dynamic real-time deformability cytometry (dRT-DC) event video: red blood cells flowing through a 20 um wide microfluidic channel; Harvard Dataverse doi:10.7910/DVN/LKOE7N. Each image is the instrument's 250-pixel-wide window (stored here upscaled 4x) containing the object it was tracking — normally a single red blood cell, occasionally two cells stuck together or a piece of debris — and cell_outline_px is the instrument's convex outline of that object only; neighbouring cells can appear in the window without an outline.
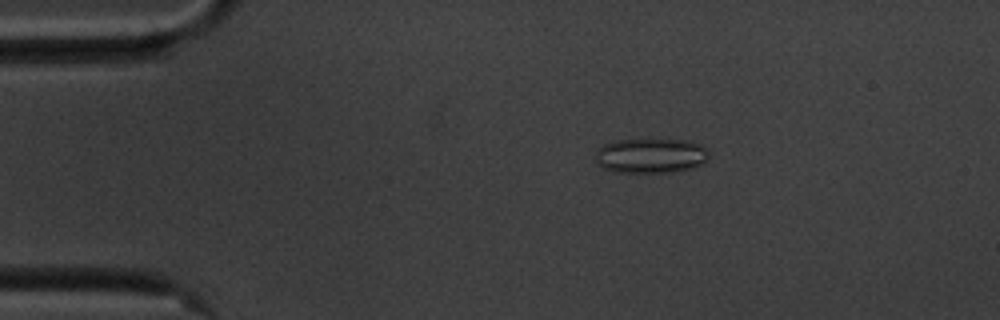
{"species": "common noctule bat (a hibernating species)", "species_latin": "Nyctalus noctula", "temperature_condition": "cold", "stored_images_in_passage": 54, "camera_frame_rate_fps": 3000, "um_per_image_px": 0.085, "animal": {"sex": "male", "body_mass_g": 20.1, "forearm_length_mm": 53.5}, "frame": {"image": 1, "passage_image": 8, "time_ms": 2.333, "image_size_px": [1000, 320], "cell_outline_px": [[712, 152], [708, 160], [692, 168], [672, 172], [616, 172], [604, 168], [596, 164], [596, 152], [604, 144], [616, 140], [688, 140]], "centroid_in_image_um": [55.33, 13.24], "position_along_channel_um": 29.7, "area_um2": 22.95}}
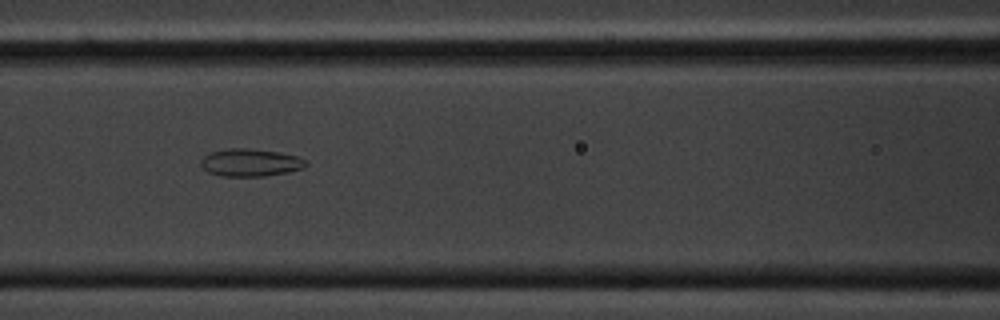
{"frame": {"image": 2, "passage_image": 22, "time_ms": 7.0, "image_size_px": [1000, 320], "cell_outline_px": [[308, 164], [304, 168], [288, 172], [264, 176], [220, 176], [208, 172], [200, 164], [200, 160], [204, 156], [212, 152], [228, 148], [248, 148], [280, 152], [296, 156], [304, 160]], "centroid_in_image_um": [21.27, 13.82], "position_along_channel_um": 145.3, "area_um2": 16.88}}
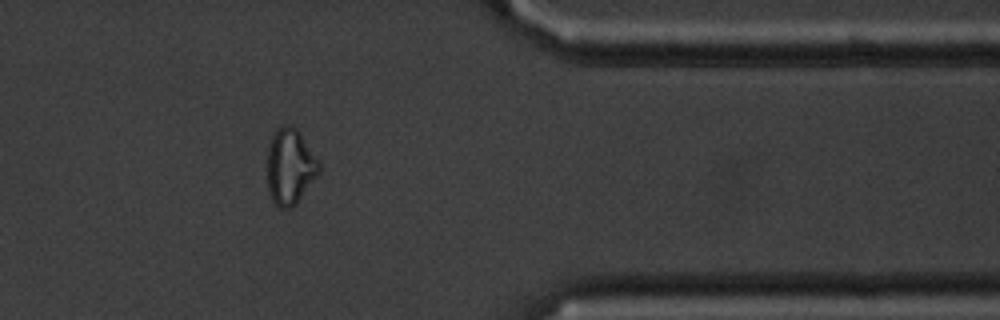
{"frame": {"image": 3, "passage_image": 44, "time_ms": 14.333, "image_size_px": [1000, 320], "cell_outline_px": [[320, 172], [296, 204], [292, 208], [280, 208], [272, 200], [268, 192], [268, 144], [272, 136], [284, 124], [288, 124], [296, 128], [300, 132], [320, 160]], "centroid_in_image_um": [24.68, 14.16], "position_along_channel_um": 386.7, "area_um2": 23.0}, "authors_computed_cell_mechanics": {"area_um2": 21.0681, "velocity_mm_per_s": 3.5202, "shape_relaxation_time_tau1_ms": null, "shape_relaxation_time_tau2_ms": 3.6116, "deformation_change_tau1": null, "deformation_change_tau2": 0.1076}}